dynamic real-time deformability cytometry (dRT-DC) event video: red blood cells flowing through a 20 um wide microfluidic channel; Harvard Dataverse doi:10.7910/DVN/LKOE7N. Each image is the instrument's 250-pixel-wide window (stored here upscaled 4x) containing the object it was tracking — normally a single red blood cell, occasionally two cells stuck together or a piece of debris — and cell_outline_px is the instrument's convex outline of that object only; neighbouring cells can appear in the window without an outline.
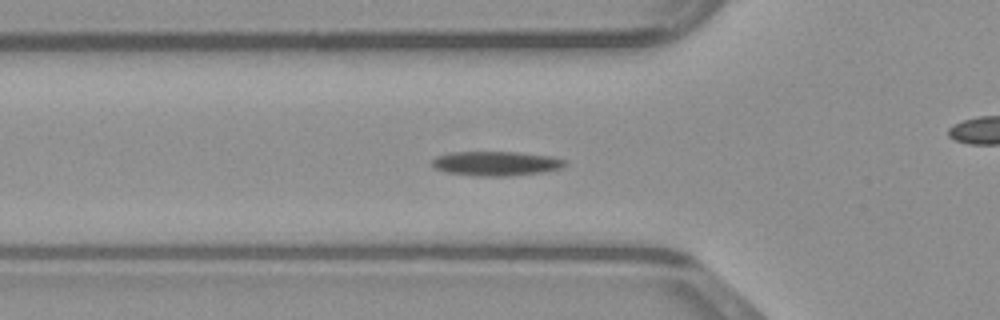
{"species": "common noctule bat (a hibernating species)", "species_latin": "Nyctalus noctula", "temperature_condition": "warm", "stored_images_in_passage": 33, "camera_frame_rate_fps": 3000, "um_per_image_px": 0.085, "animal": {"sex": "male", "body_mass_g": 23.1, "forearm_length_mm": 52.7}, "frame": {"image": 1, "passage_image": 8, "time_ms": 2.333, "image_size_px": [1000, 320], "cell_outline_px": [[568, 164], [560, 168], [544, 172], [504, 176], [476, 176], [444, 172], [436, 168], [432, 164], [432, 160], [436, 156], [452, 152], [516, 152], [548, 156], [564, 160]], "centroid_in_image_um": [42.13, 13.9], "position_along_channel_um": 83.7, "area_um2": 18.79}}
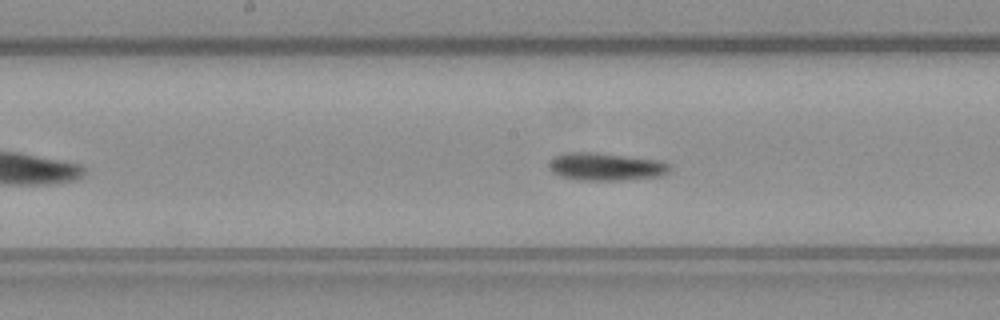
{"frame": {"image": 2, "passage_image": 16, "time_ms": 5.0, "image_size_px": [1000, 320], "cell_outline_px": [[672, 168], [664, 176], [620, 180], [576, 180], [560, 176], [552, 172], [548, 168], [548, 164], [556, 156], [564, 152], [592, 152], [660, 160], [672, 164]], "centroid_in_image_um": [51.53, 14.17], "position_along_channel_um": 196.7, "area_um2": 19.71}}
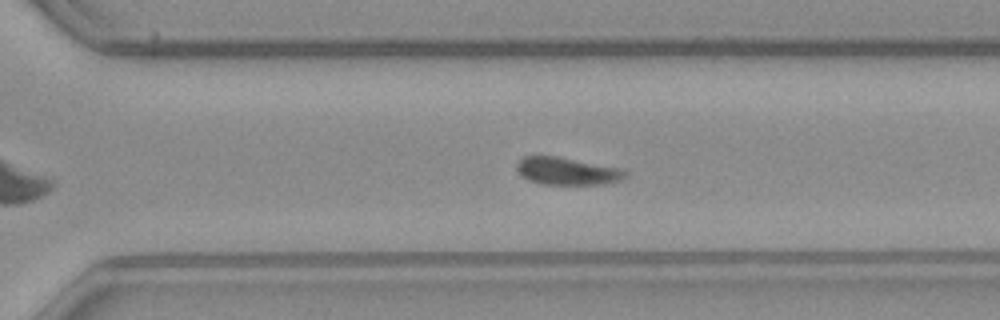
{"frame": {"image": 3, "passage_image": 25, "time_ms": 8.0, "image_size_px": [1000, 320], "cell_outline_px": [[628, 176], [620, 180], [604, 184], [540, 184], [528, 180], [516, 168], [516, 164], [524, 156], [556, 156], [620, 168], [628, 172]], "centroid_in_image_um": [48.22, 14.55], "position_along_channel_um": 322.4, "area_um2": 17.22}}